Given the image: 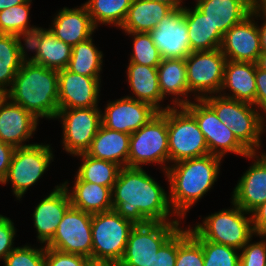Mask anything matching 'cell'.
<instances>
[{"mask_svg":"<svg viewBox=\"0 0 266 266\" xmlns=\"http://www.w3.org/2000/svg\"><path fill=\"white\" fill-rule=\"evenodd\" d=\"M148 172L146 167L120 169L112 188L113 209L135 225L148 222H182L170 206L168 186L164 188Z\"/></svg>","mask_w":266,"mask_h":266,"instance_id":"6da1fadb","label":"cell"},{"mask_svg":"<svg viewBox=\"0 0 266 266\" xmlns=\"http://www.w3.org/2000/svg\"><path fill=\"white\" fill-rule=\"evenodd\" d=\"M223 162L221 157L207 154L176 162L162 172L168 183L170 206L184 224L187 213L214 189Z\"/></svg>","mask_w":266,"mask_h":266,"instance_id":"7a4b0ae2","label":"cell"},{"mask_svg":"<svg viewBox=\"0 0 266 266\" xmlns=\"http://www.w3.org/2000/svg\"><path fill=\"white\" fill-rule=\"evenodd\" d=\"M7 97L37 119L53 120L58 111V70L26 59L17 72Z\"/></svg>","mask_w":266,"mask_h":266,"instance_id":"3957f363","label":"cell"},{"mask_svg":"<svg viewBox=\"0 0 266 266\" xmlns=\"http://www.w3.org/2000/svg\"><path fill=\"white\" fill-rule=\"evenodd\" d=\"M230 207L206 216H199L202 222L187 225L194 238H203L216 244L238 250L255 235L251 213L242 210L232 200ZM203 219V220H202Z\"/></svg>","mask_w":266,"mask_h":266,"instance_id":"277c9868","label":"cell"},{"mask_svg":"<svg viewBox=\"0 0 266 266\" xmlns=\"http://www.w3.org/2000/svg\"><path fill=\"white\" fill-rule=\"evenodd\" d=\"M203 100L215 111L220 121L230 127L237 140L250 153L264 148L262 136L265 134V119L253 104L220 94L207 96Z\"/></svg>","mask_w":266,"mask_h":266,"instance_id":"5b68a950","label":"cell"},{"mask_svg":"<svg viewBox=\"0 0 266 266\" xmlns=\"http://www.w3.org/2000/svg\"><path fill=\"white\" fill-rule=\"evenodd\" d=\"M51 145L44 141V143L37 142L31 146L15 148L7 175L0 184L3 186L10 184L11 192L15 200H18L17 202L25 197L30 187H34L41 178L43 179L44 174L56 159L55 149Z\"/></svg>","mask_w":266,"mask_h":266,"instance_id":"8992f818","label":"cell"},{"mask_svg":"<svg viewBox=\"0 0 266 266\" xmlns=\"http://www.w3.org/2000/svg\"><path fill=\"white\" fill-rule=\"evenodd\" d=\"M152 164L159 165L161 172L169 167L167 109L130 135L128 167L145 168Z\"/></svg>","mask_w":266,"mask_h":266,"instance_id":"52a82bcc","label":"cell"},{"mask_svg":"<svg viewBox=\"0 0 266 266\" xmlns=\"http://www.w3.org/2000/svg\"><path fill=\"white\" fill-rule=\"evenodd\" d=\"M167 130L169 165L210 154L196 119L184 106L167 109Z\"/></svg>","mask_w":266,"mask_h":266,"instance_id":"ba28073f","label":"cell"},{"mask_svg":"<svg viewBox=\"0 0 266 266\" xmlns=\"http://www.w3.org/2000/svg\"><path fill=\"white\" fill-rule=\"evenodd\" d=\"M135 224L114 209L92 214V258L119 263Z\"/></svg>","mask_w":266,"mask_h":266,"instance_id":"9c48e42d","label":"cell"},{"mask_svg":"<svg viewBox=\"0 0 266 266\" xmlns=\"http://www.w3.org/2000/svg\"><path fill=\"white\" fill-rule=\"evenodd\" d=\"M101 107L59 108L54 119L61 122V151L71 158L85 153L102 125Z\"/></svg>","mask_w":266,"mask_h":266,"instance_id":"30bf717a","label":"cell"},{"mask_svg":"<svg viewBox=\"0 0 266 266\" xmlns=\"http://www.w3.org/2000/svg\"><path fill=\"white\" fill-rule=\"evenodd\" d=\"M226 61L220 48L193 51L185 58L188 89L195 99L220 93Z\"/></svg>","mask_w":266,"mask_h":266,"instance_id":"8fae6325","label":"cell"},{"mask_svg":"<svg viewBox=\"0 0 266 266\" xmlns=\"http://www.w3.org/2000/svg\"><path fill=\"white\" fill-rule=\"evenodd\" d=\"M184 107L196 119L211 155L224 159L229 153L242 158L250 154L237 140L230 127L220 121L215 111L203 99H194Z\"/></svg>","mask_w":266,"mask_h":266,"instance_id":"7c38bea8","label":"cell"},{"mask_svg":"<svg viewBox=\"0 0 266 266\" xmlns=\"http://www.w3.org/2000/svg\"><path fill=\"white\" fill-rule=\"evenodd\" d=\"M183 225L182 222L136 224L128 238L119 266H147L159 248Z\"/></svg>","mask_w":266,"mask_h":266,"instance_id":"4fadbf2b","label":"cell"},{"mask_svg":"<svg viewBox=\"0 0 266 266\" xmlns=\"http://www.w3.org/2000/svg\"><path fill=\"white\" fill-rule=\"evenodd\" d=\"M92 214L70 206L45 247L92 258Z\"/></svg>","mask_w":266,"mask_h":266,"instance_id":"5bb4252c","label":"cell"},{"mask_svg":"<svg viewBox=\"0 0 266 266\" xmlns=\"http://www.w3.org/2000/svg\"><path fill=\"white\" fill-rule=\"evenodd\" d=\"M103 107L105 108L101 109L102 125L130 135L159 112L152 105L127 96L112 101L109 99Z\"/></svg>","mask_w":266,"mask_h":266,"instance_id":"9a60e30c","label":"cell"},{"mask_svg":"<svg viewBox=\"0 0 266 266\" xmlns=\"http://www.w3.org/2000/svg\"><path fill=\"white\" fill-rule=\"evenodd\" d=\"M102 78L87 77L69 70H58L59 108L101 107Z\"/></svg>","mask_w":266,"mask_h":266,"instance_id":"2e32d148","label":"cell"},{"mask_svg":"<svg viewBox=\"0 0 266 266\" xmlns=\"http://www.w3.org/2000/svg\"><path fill=\"white\" fill-rule=\"evenodd\" d=\"M150 35L163 59L186 58L192 52L184 6L174 8Z\"/></svg>","mask_w":266,"mask_h":266,"instance_id":"e0dca14e","label":"cell"},{"mask_svg":"<svg viewBox=\"0 0 266 266\" xmlns=\"http://www.w3.org/2000/svg\"><path fill=\"white\" fill-rule=\"evenodd\" d=\"M220 50L227 60L257 62L261 54V45L258 24L253 10L223 35Z\"/></svg>","mask_w":266,"mask_h":266,"instance_id":"ac0fdd59","label":"cell"},{"mask_svg":"<svg viewBox=\"0 0 266 266\" xmlns=\"http://www.w3.org/2000/svg\"><path fill=\"white\" fill-rule=\"evenodd\" d=\"M40 200L30 215L36 231V243L46 245L55 235L64 213L71 206V201L61 182Z\"/></svg>","mask_w":266,"mask_h":266,"instance_id":"d6986e66","label":"cell"},{"mask_svg":"<svg viewBox=\"0 0 266 266\" xmlns=\"http://www.w3.org/2000/svg\"><path fill=\"white\" fill-rule=\"evenodd\" d=\"M40 120L8 97L0 105V140L15 148L27 147L39 129ZM28 142V143H27Z\"/></svg>","mask_w":266,"mask_h":266,"instance_id":"ffe728a7","label":"cell"},{"mask_svg":"<svg viewBox=\"0 0 266 266\" xmlns=\"http://www.w3.org/2000/svg\"><path fill=\"white\" fill-rule=\"evenodd\" d=\"M43 27L35 29L26 39L27 59L49 69L67 68L72 46L57 39L48 28Z\"/></svg>","mask_w":266,"mask_h":266,"instance_id":"44dd1931","label":"cell"},{"mask_svg":"<svg viewBox=\"0 0 266 266\" xmlns=\"http://www.w3.org/2000/svg\"><path fill=\"white\" fill-rule=\"evenodd\" d=\"M53 16L48 29L57 39L72 47L94 36L96 30L98 31L83 3L74 8L64 6Z\"/></svg>","mask_w":266,"mask_h":266,"instance_id":"7402d4cb","label":"cell"},{"mask_svg":"<svg viewBox=\"0 0 266 266\" xmlns=\"http://www.w3.org/2000/svg\"><path fill=\"white\" fill-rule=\"evenodd\" d=\"M245 158L252 163L237 180L229 200L251 213L266 201V166L253 153Z\"/></svg>","mask_w":266,"mask_h":266,"instance_id":"603a6c76","label":"cell"},{"mask_svg":"<svg viewBox=\"0 0 266 266\" xmlns=\"http://www.w3.org/2000/svg\"><path fill=\"white\" fill-rule=\"evenodd\" d=\"M125 66L127 87L131 92L125 96L146 102L159 112L172 107L169 103L163 104L165 99L160 92L157 67L137 63H128Z\"/></svg>","mask_w":266,"mask_h":266,"instance_id":"cb8c5ba5","label":"cell"},{"mask_svg":"<svg viewBox=\"0 0 266 266\" xmlns=\"http://www.w3.org/2000/svg\"><path fill=\"white\" fill-rule=\"evenodd\" d=\"M157 71L162 97L172 107L186 106L195 99L188 89L185 58L162 59Z\"/></svg>","mask_w":266,"mask_h":266,"instance_id":"d4e9b609","label":"cell"},{"mask_svg":"<svg viewBox=\"0 0 266 266\" xmlns=\"http://www.w3.org/2000/svg\"><path fill=\"white\" fill-rule=\"evenodd\" d=\"M255 77L256 63L227 60L219 94L255 106Z\"/></svg>","mask_w":266,"mask_h":266,"instance_id":"484cf974","label":"cell"},{"mask_svg":"<svg viewBox=\"0 0 266 266\" xmlns=\"http://www.w3.org/2000/svg\"><path fill=\"white\" fill-rule=\"evenodd\" d=\"M74 175L72 186L67 179L61 182L69 194L72 207L90 214L113 209L111 188L82 181L76 174Z\"/></svg>","mask_w":266,"mask_h":266,"instance_id":"4316f807","label":"cell"},{"mask_svg":"<svg viewBox=\"0 0 266 266\" xmlns=\"http://www.w3.org/2000/svg\"><path fill=\"white\" fill-rule=\"evenodd\" d=\"M194 5L223 36L252 10V0H195Z\"/></svg>","mask_w":266,"mask_h":266,"instance_id":"83f0119b","label":"cell"},{"mask_svg":"<svg viewBox=\"0 0 266 266\" xmlns=\"http://www.w3.org/2000/svg\"><path fill=\"white\" fill-rule=\"evenodd\" d=\"M130 134L100 126L90 148L85 152L90 157L128 167Z\"/></svg>","mask_w":266,"mask_h":266,"instance_id":"f1b7e54d","label":"cell"},{"mask_svg":"<svg viewBox=\"0 0 266 266\" xmlns=\"http://www.w3.org/2000/svg\"><path fill=\"white\" fill-rule=\"evenodd\" d=\"M173 9L171 5L161 2L133 0L127 17L119 30L122 32L150 33Z\"/></svg>","mask_w":266,"mask_h":266,"instance_id":"f546056e","label":"cell"},{"mask_svg":"<svg viewBox=\"0 0 266 266\" xmlns=\"http://www.w3.org/2000/svg\"><path fill=\"white\" fill-rule=\"evenodd\" d=\"M191 51H212L220 48L223 36L218 28L194 4L190 8L184 4Z\"/></svg>","mask_w":266,"mask_h":266,"instance_id":"4dcf8cb0","label":"cell"},{"mask_svg":"<svg viewBox=\"0 0 266 266\" xmlns=\"http://www.w3.org/2000/svg\"><path fill=\"white\" fill-rule=\"evenodd\" d=\"M27 59L26 40L13 34H0V89L6 92Z\"/></svg>","mask_w":266,"mask_h":266,"instance_id":"1f68e13d","label":"cell"},{"mask_svg":"<svg viewBox=\"0 0 266 266\" xmlns=\"http://www.w3.org/2000/svg\"><path fill=\"white\" fill-rule=\"evenodd\" d=\"M93 38L92 36L72 47L67 70L87 77L102 78L104 53L102 49L99 50Z\"/></svg>","mask_w":266,"mask_h":266,"instance_id":"d6a6232c","label":"cell"},{"mask_svg":"<svg viewBox=\"0 0 266 266\" xmlns=\"http://www.w3.org/2000/svg\"><path fill=\"white\" fill-rule=\"evenodd\" d=\"M133 0H86L84 5L91 16L94 26L102 25L120 29Z\"/></svg>","mask_w":266,"mask_h":266,"instance_id":"836d02e7","label":"cell"},{"mask_svg":"<svg viewBox=\"0 0 266 266\" xmlns=\"http://www.w3.org/2000/svg\"><path fill=\"white\" fill-rule=\"evenodd\" d=\"M73 157L79 158L78 160L81 162L75 174L82 181L113 188L121 169L119 165L111 161L90 157L86 153H80Z\"/></svg>","mask_w":266,"mask_h":266,"instance_id":"e575fe53","label":"cell"},{"mask_svg":"<svg viewBox=\"0 0 266 266\" xmlns=\"http://www.w3.org/2000/svg\"><path fill=\"white\" fill-rule=\"evenodd\" d=\"M32 1L0 11V34H13L26 40L39 27L30 24Z\"/></svg>","mask_w":266,"mask_h":266,"instance_id":"d590c367","label":"cell"},{"mask_svg":"<svg viewBox=\"0 0 266 266\" xmlns=\"http://www.w3.org/2000/svg\"><path fill=\"white\" fill-rule=\"evenodd\" d=\"M132 39V51L129 54L128 63H137L151 67H158L162 56L152 40L150 33L122 32Z\"/></svg>","mask_w":266,"mask_h":266,"instance_id":"8d00e7d4","label":"cell"},{"mask_svg":"<svg viewBox=\"0 0 266 266\" xmlns=\"http://www.w3.org/2000/svg\"><path fill=\"white\" fill-rule=\"evenodd\" d=\"M202 245L190 234L189 227L177 230V258L175 266H204Z\"/></svg>","mask_w":266,"mask_h":266,"instance_id":"74e56055","label":"cell"},{"mask_svg":"<svg viewBox=\"0 0 266 266\" xmlns=\"http://www.w3.org/2000/svg\"><path fill=\"white\" fill-rule=\"evenodd\" d=\"M201 245L204 254V266H239L240 250L195 238Z\"/></svg>","mask_w":266,"mask_h":266,"instance_id":"f35d334b","label":"cell"},{"mask_svg":"<svg viewBox=\"0 0 266 266\" xmlns=\"http://www.w3.org/2000/svg\"><path fill=\"white\" fill-rule=\"evenodd\" d=\"M2 262L3 266H45V245L26 242L15 246Z\"/></svg>","mask_w":266,"mask_h":266,"instance_id":"ab89813d","label":"cell"},{"mask_svg":"<svg viewBox=\"0 0 266 266\" xmlns=\"http://www.w3.org/2000/svg\"><path fill=\"white\" fill-rule=\"evenodd\" d=\"M257 238L255 241L253 238ZM254 240V241H253ZM239 266H266V236L254 235L240 250Z\"/></svg>","mask_w":266,"mask_h":266,"instance_id":"60d3db41","label":"cell"},{"mask_svg":"<svg viewBox=\"0 0 266 266\" xmlns=\"http://www.w3.org/2000/svg\"><path fill=\"white\" fill-rule=\"evenodd\" d=\"M17 230L10 217L0 214V262L15 248Z\"/></svg>","mask_w":266,"mask_h":266,"instance_id":"b9f144b4","label":"cell"},{"mask_svg":"<svg viewBox=\"0 0 266 266\" xmlns=\"http://www.w3.org/2000/svg\"><path fill=\"white\" fill-rule=\"evenodd\" d=\"M88 257L45 247V266H85Z\"/></svg>","mask_w":266,"mask_h":266,"instance_id":"7bdbcfd3","label":"cell"},{"mask_svg":"<svg viewBox=\"0 0 266 266\" xmlns=\"http://www.w3.org/2000/svg\"><path fill=\"white\" fill-rule=\"evenodd\" d=\"M177 258V231L159 248L147 266H175Z\"/></svg>","mask_w":266,"mask_h":266,"instance_id":"ee69618b","label":"cell"},{"mask_svg":"<svg viewBox=\"0 0 266 266\" xmlns=\"http://www.w3.org/2000/svg\"><path fill=\"white\" fill-rule=\"evenodd\" d=\"M256 98L255 107L261 116L266 119V71L256 66Z\"/></svg>","mask_w":266,"mask_h":266,"instance_id":"f6af8a7d","label":"cell"},{"mask_svg":"<svg viewBox=\"0 0 266 266\" xmlns=\"http://www.w3.org/2000/svg\"><path fill=\"white\" fill-rule=\"evenodd\" d=\"M254 234L266 236V201L251 212Z\"/></svg>","mask_w":266,"mask_h":266,"instance_id":"bcb514c9","label":"cell"},{"mask_svg":"<svg viewBox=\"0 0 266 266\" xmlns=\"http://www.w3.org/2000/svg\"><path fill=\"white\" fill-rule=\"evenodd\" d=\"M15 147L0 140V183L6 177Z\"/></svg>","mask_w":266,"mask_h":266,"instance_id":"7dc6e473","label":"cell"},{"mask_svg":"<svg viewBox=\"0 0 266 266\" xmlns=\"http://www.w3.org/2000/svg\"><path fill=\"white\" fill-rule=\"evenodd\" d=\"M255 19L257 21L260 34L261 52H266V14L255 12ZM260 21L261 23H259Z\"/></svg>","mask_w":266,"mask_h":266,"instance_id":"c3c4849f","label":"cell"},{"mask_svg":"<svg viewBox=\"0 0 266 266\" xmlns=\"http://www.w3.org/2000/svg\"><path fill=\"white\" fill-rule=\"evenodd\" d=\"M85 266H119V263L111 260L88 258L85 262Z\"/></svg>","mask_w":266,"mask_h":266,"instance_id":"681fc988","label":"cell"},{"mask_svg":"<svg viewBox=\"0 0 266 266\" xmlns=\"http://www.w3.org/2000/svg\"><path fill=\"white\" fill-rule=\"evenodd\" d=\"M252 10L261 14H266V0H252Z\"/></svg>","mask_w":266,"mask_h":266,"instance_id":"f907efd6","label":"cell"},{"mask_svg":"<svg viewBox=\"0 0 266 266\" xmlns=\"http://www.w3.org/2000/svg\"><path fill=\"white\" fill-rule=\"evenodd\" d=\"M27 1L28 0H0V11L12 6L26 3Z\"/></svg>","mask_w":266,"mask_h":266,"instance_id":"816d5d0a","label":"cell"},{"mask_svg":"<svg viewBox=\"0 0 266 266\" xmlns=\"http://www.w3.org/2000/svg\"><path fill=\"white\" fill-rule=\"evenodd\" d=\"M151 1L165 3L168 5H171L173 8H181L185 4L184 1H187V0H151Z\"/></svg>","mask_w":266,"mask_h":266,"instance_id":"f5cc1de1","label":"cell"},{"mask_svg":"<svg viewBox=\"0 0 266 266\" xmlns=\"http://www.w3.org/2000/svg\"><path fill=\"white\" fill-rule=\"evenodd\" d=\"M256 66L259 69L266 71V52H261L257 59Z\"/></svg>","mask_w":266,"mask_h":266,"instance_id":"db71d44e","label":"cell"},{"mask_svg":"<svg viewBox=\"0 0 266 266\" xmlns=\"http://www.w3.org/2000/svg\"><path fill=\"white\" fill-rule=\"evenodd\" d=\"M253 154L266 166V151L262 147L258 151L253 152Z\"/></svg>","mask_w":266,"mask_h":266,"instance_id":"11a10c76","label":"cell"},{"mask_svg":"<svg viewBox=\"0 0 266 266\" xmlns=\"http://www.w3.org/2000/svg\"><path fill=\"white\" fill-rule=\"evenodd\" d=\"M6 97H7V92L3 89H0V105L5 100Z\"/></svg>","mask_w":266,"mask_h":266,"instance_id":"9f6ffc18","label":"cell"},{"mask_svg":"<svg viewBox=\"0 0 266 266\" xmlns=\"http://www.w3.org/2000/svg\"><path fill=\"white\" fill-rule=\"evenodd\" d=\"M264 133H266V119H265V128H264Z\"/></svg>","mask_w":266,"mask_h":266,"instance_id":"6f0895ef","label":"cell"}]
</instances>
